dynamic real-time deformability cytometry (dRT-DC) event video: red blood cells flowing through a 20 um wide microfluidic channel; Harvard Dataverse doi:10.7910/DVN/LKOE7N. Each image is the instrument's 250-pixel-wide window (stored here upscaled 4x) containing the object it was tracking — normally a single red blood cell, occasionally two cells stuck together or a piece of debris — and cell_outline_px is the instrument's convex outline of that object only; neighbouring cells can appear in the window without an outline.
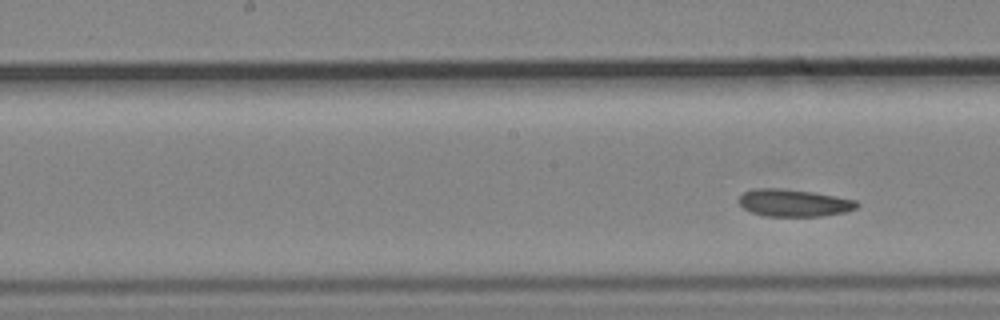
{"species": "common noctule bat (a hibernating species)", "species_latin": "Nyctalus noctula", "temperature_condition": "cold", "stored_images_in_passage": 10, "segment_of_instrument_passage": [2, 2], "camera_frame_rate_fps": 3000, "um_per_image_px": 0.085, "animal": {"sex": "male", "body_mass_g": 19.2, "forearm_length_mm": 51.8}, "frame": {"image": 1, "passage_image": 10, "time_ms": 3.0, "image_size_px": [1000, 320], "cell_outline_px": [[860, 204], [856, 208], [844, 212], [820, 216], [764, 216], [752, 212], [744, 208], [736, 200], [744, 192], [752, 188], [776, 188], [812, 192], [836, 196], [856, 200]], "centroid_in_image_um": [67.45, 17.24], "position_along_channel_um": 180.7, "area_um2": 18.73}}